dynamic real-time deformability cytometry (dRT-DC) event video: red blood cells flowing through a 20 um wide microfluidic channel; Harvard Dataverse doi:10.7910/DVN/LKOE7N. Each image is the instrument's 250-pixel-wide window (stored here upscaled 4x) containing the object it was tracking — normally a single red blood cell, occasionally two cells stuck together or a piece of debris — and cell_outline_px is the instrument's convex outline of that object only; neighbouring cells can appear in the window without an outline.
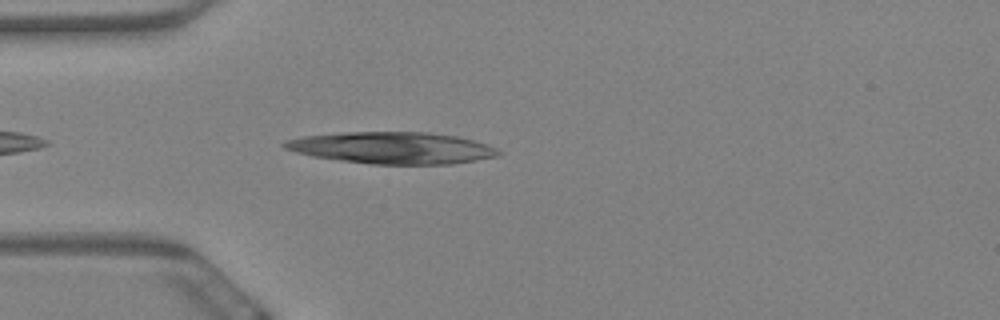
{"species": "Egyptian fruit bat (a non-hibernating species)", "species_latin": "Rousettus aegyptiacus", "temperature_condition": "warm", "stored_images_in_passage": 26, "camera_frame_rate_fps": 3000, "um_per_image_px": 0.085, "animal": {"sex": "female"}, "frame": {"image": 1, "passage_image": 4, "time_ms": 1.0, "image_size_px": [1000, 320], "cell_outline_px": [[500, 156], [452, 164], [372, 164], [340, 160], [312, 156], [296, 152], [284, 148], [280, 144], [288, 140], [304, 136], [344, 132], [428, 132], [456, 136], [472, 140], [496, 148], [500, 152]], "centroid_in_image_um": [33.33, 12.57], "position_along_channel_um": 51.7, "area_um2": 39.36}}
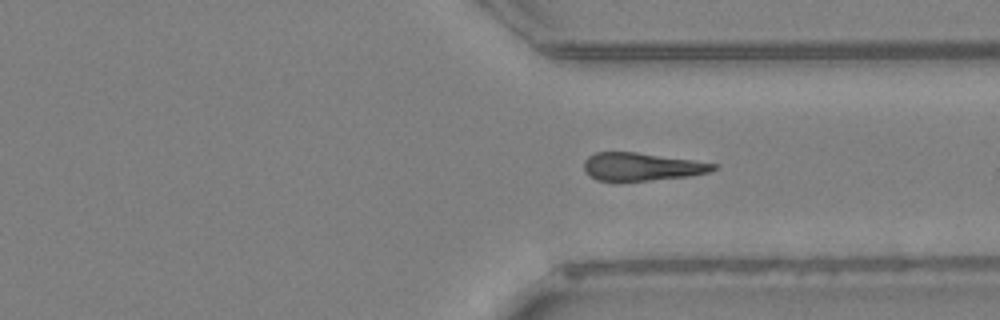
{"frame": {"image": 2, "passage_image": 24, "time_ms": 7.667, "image_size_px": [1000, 320], "cell_outline_px": [[720, 168], [708, 172], [692, 176], [616, 184], [612, 184], [596, 180], [584, 172], [584, 160], [588, 156], [596, 152], [636, 152], [720, 164]], "centroid_in_image_um": [54.51, 14.22], "position_along_channel_um": 356.9, "area_um2": 22.02}}